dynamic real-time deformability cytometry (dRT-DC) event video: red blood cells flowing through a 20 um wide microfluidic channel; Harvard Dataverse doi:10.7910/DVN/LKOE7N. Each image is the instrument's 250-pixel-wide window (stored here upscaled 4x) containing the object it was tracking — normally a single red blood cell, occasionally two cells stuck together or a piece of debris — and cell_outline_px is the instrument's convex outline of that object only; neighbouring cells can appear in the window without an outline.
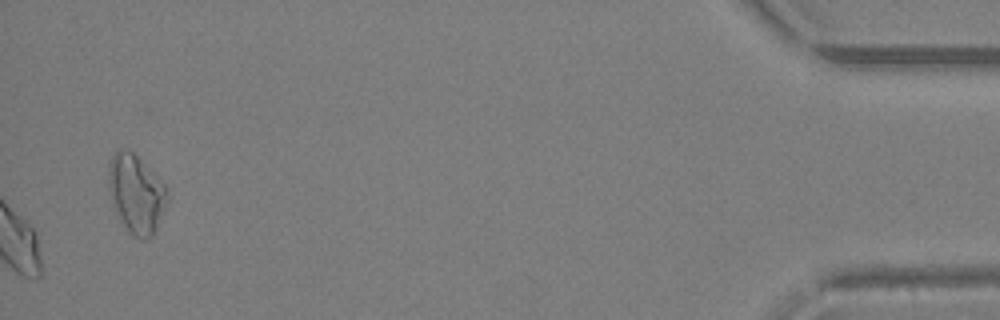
{"species": "Egyptian fruit bat (a non-hibernating species)", "species_latin": "Rousettus aegyptiacus", "temperature_condition": "warm", "stored_images_in_passage": 35, "camera_frame_rate_fps": 3000, "um_per_image_px": 0.085, "animal": {"sex": "female"}, "frame": {"image": 1, "passage_image": 35, "time_ms": 11.333, "image_size_px": [1000, 320], "cell_outline_px": [[168, 200], [156, 228], [152, 236], [148, 240], [144, 240], [132, 236], [128, 232], [116, 212], [112, 204], [108, 188], [108, 164], [116, 148], [124, 148], [132, 152], [168, 188]], "centroid_in_image_um": [11.55, 16.48], "position_along_channel_um": 423.7, "area_um2": 26.93}}